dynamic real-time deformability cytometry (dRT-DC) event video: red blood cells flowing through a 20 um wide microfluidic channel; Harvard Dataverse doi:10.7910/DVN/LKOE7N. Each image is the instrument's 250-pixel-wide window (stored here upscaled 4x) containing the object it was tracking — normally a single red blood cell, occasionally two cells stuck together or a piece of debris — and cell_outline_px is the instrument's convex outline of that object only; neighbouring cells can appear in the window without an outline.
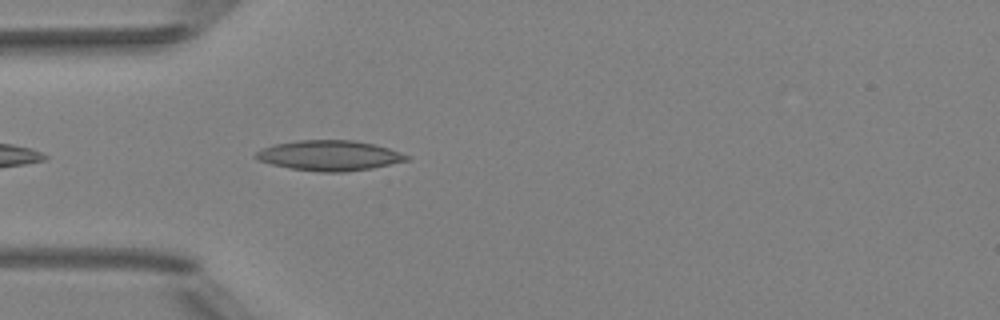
{"species": "Egyptian fruit bat (a non-hibernating species)", "species_latin": "Rousettus aegyptiacus", "temperature_condition": "room temperature", "stored_images_in_passage": 4, "camera_frame_rate_fps": 3000, "um_per_image_px": 0.085, "animal": {"sex": "female"}, "frame": {"image": 1, "passage_image": 4, "time_ms": 4.333, "image_size_px": [1000, 320], "cell_outline_px": [[412, 156], [408, 160], [372, 168], [344, 172], [320, 172], [288, 168], [256, 160], [252, 156], [256, 152], [264, 148], [276, 144], [296, 140], [352, 140], [372, 144], [388, 148]], "centroid_in_image_um": [27.98, 13.22], "position_along_channel_um": 57.0, "area_um2": 26.53}}